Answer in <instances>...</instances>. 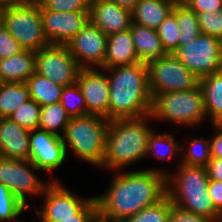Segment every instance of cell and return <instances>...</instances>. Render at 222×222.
Wrapping results in <instances>:
<instances>
[{
	"instance_id": "1",
	"label": "cell",
	"mask_w": 222,
	"mask_h": 222,
	"mask_svg": "<svg viewBox=\"0 0 222 222\" xmlns=\"http://www.w3.org/2000/svg\"><path fill=\"white\" fill-rule=\"evenodd\" d=\"M112 174L105 192L95 196L98 213L106 219L120 222L167 195L166 176L170 170L149 167L112 171Z\"/></svg>"
},
{
	"instance_id": "2",
	"label": "cell",
	"mask_w": 222,
	"mask_h": 222,
	"mask_svg": "<svg viewBox=\"0 0 222 222\" xmlns=\"http://www.w3.org/2000/svg\"><path fill=\"white\" fill-rule=\"evenodd\" d=\"M103 70L110 84L109 120L151 115L153 98L147 64L138 62Z\"/></svg>"
},
{
	"instance_id": "3",
	"label": "cell",
	"mask_w": 222,
	"mask_h": 222,
	"mask_svg": "<svg viewBox=\"0 0 222 222\" xmlns=\"http://www.w3.org/2000/svg\"><path fill=\"white\" fill-rule=\"evenodd\" d=\"M151 115L142 118L110 120L102 169L108 172L125 170L144 159L148 138L154 128Z\"/></svg>"
},
{
	"instance_id": "4",
	"label": "cell",
	"mask_w": 222,
	"mask_h": 222,
	"mask_svg": "<svg viewBox=\"0 0 222 222\" xmlns=\"http://www.w3.org/2000/svg\"><path fill=\"white\" fill-rule=\"evenodd\" d=\"M109 124L110 120L98 115L71 117L61 136L67 156L72 152L85 163L101 169Z\"/></svg>"
},
{
	"instance_id": "5",
	"label": "cell",
	"mask_w": 222,
	"mask_h": 222,
	"mask_svg": "<svg viewBox=\"0 0 222 222\" xmlns=\"http://www.w3.org/2000/svg\"><path fill=\"white\" fill-rule=\"evenodd\" d=\"M0 22L23 50L37 52L50 45L36 0H19L1 8Z\"/></svg>"
},
{
	"instance_id": "6",
	"label": "cell",
	"mask_w": 222,
	"mask_h": 222,
	"mask_svg": "<svg viewBox=\"0 0 222 222\" xmlns=\"http://www.w3.org/2000/svg\"><path fill=\"white\" fill-rule=\"evenodd\" d=\"M151 116L152 121L165 120L187 128L200 127L207 118L200 85L191 90L157 94L153 98Z\"/></svg>"
},
{
	"instance_id": "7",
	"label": "cell",
	"mask_w": 222,
	"mask_h": 222,
	"mask_svg": "<svg viewBox=\"0 0 222 222\" xmlns=\"http://www.w3.org/2000/svg\"><path fill=\"white\" fill-rule=\"evenodd\" d=\"M36 171L39 169L30 160L0 157V184L5 185L28 209V196L40 198L52 181H59L58 177L48 181L40 179Z\"/></svg>"
},
{
	"instance_id": "8",
	"label": "cell",
	"mask_w": 222,
	"mask_h": 222,
	"mask_svg": "<svg viewBox=\"0 0 222 222\" xmlns=\"http://www.w3.org/2000/svg\"><path fill=\"white\" fill-rule=\"evenodd\" d=\"M147 67L152 98L157 94L191 90L199 85L198 77L174 53L149 62Z\"/></svg>"
},
{
	"instance_id": "9",
	"label": "cell",
	"mask_w": 222,
	"mask_h": 222,
	"mask_svg": "<svg viewBox=\"0 0 222 222\" xmlns=\"http://www.w3.org/2000/svg\"><path fill=\"white\" fill-rule=\"evenodd\" d=\"M174 54L198 79L222 70V40L209 35L200 34Z\"/></svg>"
},
{
	"instance_id": "10",
	"label": "cell",
	"mask_w": 222,
	"mask_h": 222,
	"mask_svg": "<svg viewBox=\"0 0 222 222\" xmlns=\"http://www.w3.org/2000/svg\"><path fill=\"white\" fill-rule=\"evenodd\" d=\"M94 196L82 198L66 188L60 181H52L42 195L40 209H30L38 216L39 222H62L67 218H75L77 214Z\"/></svg>"
},
{
	"instance_id": "11",
	"label": "cell",
	"mask_w": 222,
	"mask_h": 222,
	"mask_svg": "<svg viewBox=\"0 0 222 222\" xmlns=\"http://www.w3.org/2000/svg\"><path fill=\"white\" fill-rule=\"evenodd\" d=\"M35 73L60 86L77 82L81 69L66 45H49L36 52Z\"/></svg>"
},
{
	"instance_id": "12",
	"label": "cell",
	"mask_w": 222,
	"mask_h": 222,
	"mask_svg": "<svg viewBox=\"0 0 222 222\" xmlns=\"http://www.w3.org/2000/svg\"><path fill=\"white\" fill-rule=\"evenodd\" d=\"M108 36L90 21L67 44L81 69H103Z\"/></svg>"
},
{
	"instance_id": "13",
	"label": "cell",
	"mask_w": 222,
	"mask_h": 222,
	"mask_svg": "<svg viewBox=\"0 0 222 222\" xmlns=\"http://www.w3.org/2000/svg\"><path fill=\"white\" fill-rule=\"evenodd\" d=\"M29 147V160L40 171H46V175L48 172L50 177L68 159L62 138L46 130H30Z\"/></svg>"
},
{
	"instance_id": "14",
	"label": "cell",
	"mask_w": 222,
	"mask_h": 222,
	"mask_svg": "<svg viewBox=\"0 0 222 222\" xmlns=\"http://www.w3.org/2000/svg\"><path fill=\"white\" fill-rule=\"evenodd\" d=\"M77 83L86 103V115H98L109 120L110 84L101 68L80 69Z\"/></svg>"
},
{
	"instance_id": "15",
	"label": "cell",
	"mask_w": 222,
	"mask_h": 222,
	"mask_svg": "<svg viewBox=\"0 0 222 222\" xmlns=\"http://www.w3.org/2000/svg\"><path fill=\"white\" fill-rule=\"evenodd\" d=\"M44 33L50 45H66L89 20V12H56L40 9Z\"/></svg>"
},
{
	"instance_id": "16",
	"label": "cell",
	"mask_w": 222,
	"mask_h": 222,
	"mask_svg": "<svg viewBox=\"0 0 222 222\" xmlns=\"http://www.w3.org/2000/svg\"><path fill=\"white\" fill-rule=\"evenodd\" d=\"M89 20L107 36L125 31L132 25V10L111 0H91Z\"/></svg>"
},
{
	"instance_id": "17",
	"label": "cell",
	"mask_w": 222,
	"mask_h": 222,
	"mask_svg": "<svg viewBox=\"0 0 222 222\" xmlns=\"http://www.w3.org/2000/svg\"><path fill=\"white\" fill-rule=\"evenodd\" d=\"M30 130L10 118H0V157L29 160Z\"/></svg>"
},
{
	"instance_id": "18",
	"label": "cell",
	"mask_w": 222,
	"mask_h": 222,
	"mask_svg": "<svg viewBox=\"0 0 222 222\" xmlns=\"http://www.w3.org/2000/svg\"><path fill=\"white\" fill-rule=\"evenodd\" d=\"M166 176L167 193L209 192L206 166L179 163Z\"/></svg>"
},
{
	"instance_id": "19",
	"label": "cell",
	"mask_w": 222,
	"mask_h": 222,
	"mask_svg": "<svg viewBox=\"0 0 222 222\" xmlns=\"http://www.w3.org/2000/svg\"><path fill=\"white\" fill-rule=\"evenodd\" d=\"M140 62L134 48L130 29L108 36L103 69L115 66L133 65Z\"/></svg>"
},
{
	"instance_id": "20",
	"label": "cell",
	"mask_w": 222,
	"mask_h": 222,
	"mask_svg": "<svg viewBox=\"0 0 222 222\" xmlns=\"http://www.w3.org/2000/svg\"><path fill=\"white\" fill-rule=\"evenodd\" d=\"M36 52L22 50L19 53L0 60V82L25 83L34 73Z\"/></svg>"
},
{
	"instance_id": "21",
	"label": "cell",
	"mask_w": 222,
	"mask_h": 222,
	"mask_svg": "<svg viewBox=\"0 0 222 222\" xmlns=\"http://www.w3.org/2000/svg\"><path fill=\"white\" fill-rule=\"evenodd\" d=\"M130 30L134 48L141 63L148 64L168 54L162 45L156 29L132 22Z\"/></svg>"
},
{
	"instance_id": "22",
	"label": "cell",
	"mask_w": 222,
	"mask_h": 222,
	"mask_svg": "<svg viewBox=\"0 0 222 222\" xmlns=\"http://www.w3.org/2000/svg\"><path fill=\"white\" fill-rule=\"evenodd\" d=\"M176 3L171 0H140L132 9L135 24L157 29L173 11Z\"/></svg>"
},
{
	"instance_id": "23",
	"label": "cell",
	"mask_w": 222,
	"mask_h": 222,
	"mask_svg": "<svg viewBox=\"0 0 222 222\" xmlns=\"http://www.w3.org/2000/svg\"><path fill=\"white\" fill-rule=\"evenodd\" d=\"M205 112L211 125H222V70L199 79Z\"/></svg>"
},
{
	"instance_id": "24",
	"label": "cell",
	"mask_w": 222,
	"mask_h": 222,
	"mask_svg": "<svg viewBox=\"0 0 222 222\" xmlns=\"http://www.w3.org/2000/svg\"><path fill=\"white\" fill-rule=\"evenodd\" d=\"M167 196L172 204L183 210L222 222V214L215 208L209 192L167 193Z\"/></svg>"
},
{
	"instance_id": "25",
	"label": "cell",
	"mask_w": 222,
	"mask_h": 222,
	"mask_svg": "<svg viewBox=\"0 0 222 222\" xmlns=\"http://www.w3.org/2000/svg\"><path fill=\"white\" fill-rule=\"evenodd\" d=\"M30 99L26 83L0 82V118H9L20 105Z\"/></svg>"
},
{
	"instance_id": "26",
	"label": "cell",
	"mask_w": 222,
	"mask_h": 222,
	"mask_svg": "<svg viewBox=\"0 0 222 222\" xmlns=\"http://www.w3.org/2000/svg\"><path fill=\"white\" fill-rule=\"evenodd\" d=\"M31 99L40 106L60 102L63 86L55 84L52 80L34 73L26 82Z\"/></svg>"
},
{
	"instance_id": "27",
	"label": "cell",
	"mask_w": 222,
	"mask_h": 222,
	"mask_svg": "<svg viewBox=\"0 0 222 222\" xmlns=\"http://www.w3.org/2000/svg\"><path fill=\"white\" fill-rule=\"evenodd\" d=\"M180 143L172 134H167V132H163V134L161 132L157 133V131L153 130L148 138L146 158L153 156L155 159L171 162L177 155L179 158L181 156V153H178L181 152Z\"/></svg>"
},
{
	"instance_id": "28",
	"label": "cell",
	"mask_w": 222,
	"mask_h": 222,
	"mask_svg": "<svg viewBox=\"0 0 222 222\" xmlns=\"http://www.w3.org/2000/svg\"><path fill=\"white\" fill-rule=\"evenodd\" d=\"M70 118L60 102L41 106L38 128L61 137Z\"/></svg>"
},
{
	"instance_id": "29",
	"label": "cell",
	"mask_w": 222,
	"mask_h": 222,
	"mask_svg": "<svg viewBox=\"0 0 222 222\" xmlns=\"http://www.w3.org/2000/svg\"><path fill=\"white\" fill-rule=\"evenodd\" d=\"M189 142V146L181 145V158L178 164L206 166L212 159L210 139L192 137Z\"/></svg>"
},
{
	"instance_id": "30",
	"label": "cell",
	"mask_w": 222,
	"mask_h": 222,
	"mask_svg": "<svg viewBox=\"0 0 222 222\" xmlns=\"http://www.w3.org/2000/svg\"><path fill=\"white\" fill-rule=\"evenodd\" d=\"M176 20L180 30L179 47L201 34L197 14L182 3L176 4Z\"/></svg>"
},
{
	"instance_id": "31",
	"label": "cell",
	"mask_w": 222,
	"mask_h": 222,
	"mask_svg": "<svg viewBox=\"0 0 222 222\" xmlns=\"http://www.w3.org/2000/svg\"><path fill=\"white\" fill-rule=\"evenodd\" d=\"M172 201L166 195L158 203L140 210L120 222H169Z\"/></svg>"
},
{
	"instance_id": "32",
	"label": "cell",
	"mask_w": 222,
	"mask_h": 222,
	"mask_svg": "<svg viewBox=\"0 0 222 222\" xmlns=\"http://www.w3.org/2000/svg\"><path fill=\"white\" fill-rule=\"evenodd\" d=\"M156 30L165 51L174 53L179 47L180 39V30L176 20V5Z\"/></svg>"
},
{
	"instance_id": "33",
	"label": "cell",
	"mask_w": 222,
	"mask_h": 222,
	"mask_svg": "<svg viewBox=\"0 0 222 222\" xmlns=\"http://www.w3.org/2000/svg\"><path fill=\"white\" fill-rule=\"evenodd\" d=\"M60 103L70 117L86 115L85 99L77 82L63 88Z\"/></svg>"
},
{
	"instance_id": "34",
	"label": "cell",
	"mask_w": 222,
	"mask_h": 222,
	"mask_svg": "<svg viewBox=\"0 0 222 222\" xmlns=\"http://www.w3.org/2000/svg\"><path fill=\"white\" fill-rule=\"evenodd\" d=\"M25 209L28 208L5 185L0 184V222H21L17 218Z\"/></svg>"
},
{
	"instance_id": "35",
	"label": "cell",
	"mask_w": 222,
	"mask_h": 222,
	"mask_svg": "<svg viewBox=\"0 0 222 222\" xmlns=\"http://www.w3.org/2000/svg\"><path fill=\"white\" fill-rule=\"evenodd\" d=\"M40 112L41 106L30 99L20 105L9 118L28 130H34L38 128Z\"/></svg>"
},
{
	"instance_id": "36",
	"label": "cell",
	"mask_w": 222,
	"mask_h": 222,
	"mask_svg": "<svg viewBox=\"0 0 222 222\" xmlns=\"http://www.w3.org/2000/svg\"><path fill=\"white\" fill-rule=\"evenodd\" d=\"M197 17L201 34L222 40V10L202 12Z\"/></svg>"
},
{
	"instance_id": "37",
	"label": "cell",
	"mask_w": 222,
	"mask_h": 222,
	"mask_svg": "<svg viewBox=\"0 0 222 222\" xmlns=\"http://www.w3.org/2000/svg\"><path fill=\"white\" fill-rule=\"evenodd\" d=\"M40 9L56 12H89L91 0H36Z\"/></svg>"
},
{
	"instance_id": "38",
	"label": "cell",
	"mask_w": 222,
	"mask_h": 222,
	"mask_svg": "<svg viewBox=\"0 0 222 222\" xmlns=\"http://www.w3.org/2000/svg\"><path fill=\"white\" fill-rule=\"evenodd\" d=\"M23 49L0 22V60L9 58Z\"/></svg>"
},
{
	"instance_id": "39",
	"label": "cell",
	"mask_w": 222,
	"mask_h": 222,
	"mask_svg": "<svg viewBox=\"0 0 222 222\" xmlns=\"http://www.w3.org/2000/svg\"><path fill=\"white\" fill-rule=\"evenodd\" d=\"M169 222H214L212 219L202 215L183 210L176 205H171Z\"/></svg>"
},
{
	"instance_id": "40",
	"label": "cell",
	"mask_w": 222,
	"mask_h": 222,
	"mask_svg": "<svg viewBox=\"0 0 222 222\" xmlns=\"http://www.w3.org/2000/svg\"><path fill=\"white\" fill-rule=\"evenodd\" d=\"M182 4L197 15L206 11L222 10V0H184Z\"/></svg>"
},
{
	"instance_id": "41",
	"label": "cell",
	"mask_w": 222,
	"mask_h": 222,
	"mask_svg": "<svg viewBox=\"0 0 222 222\" xmlns=\"http://www.w3.org/2000/svg\"><path fill=\"white\" fill-rule=\"evenodd\" d=\"M98 213V205L95 196L77 213L75 218H67L62 222H91Z\"/></svg>"
},
{
	"instance_id": "42",
	"label": "cell",
	"mask_w": 222,
	"mask_h": 222,
	"mask_svg": "<svg viewBox=\"0 0 222 222\" xmlns=\"http://www.w3.org/2000/svg\"><path fill=\"white\" fill-rule=\"evenodd\" d=\"M213 137L210 138L212 158L222 160V125H212Z\"/></svg>"
},
{
	"instance_id": "43",
	"label": "cell",
	"mask_w": 222,
	"mask_h": 222,
	"mask_svg": "<svg viewBox=\"0 0 222 222\" xmlns=\"http://www.w3.org/2000/svg\"><path fill=\"white\" fill-rule=\"evenodd\" d=\"M208 191L215 208L222 214V182L209 179Z\"/></svg>"
},
{
	"instance_id": "44",
	"label": "cell",
	"mask_w": 222,
	"mask_h": 222,
	"mask_svg": "<svg viewBox=\"0 0 222 222\" xmlns=\"http://www.w3.org/2000/svg\"><path fill=\"white\" fill-rule=\"evenodd\" d=\"M207 175L209 179L222 182V160L212 158L206 165Z\"/></svg>"
},
{
	"instance_id": "45",
	"label": "cell",
	"mask_w": 222,
	"mask_h": 222,
	"mask_svg": "<svg viewBox=\"0 0 222 222\" xmlns=\"http://www.w3.org/2000/svg\"><path fill=\"white\" fill-rule=\"evenodd\" d=\"M111 1L118 4L121 7L132 10L136 6V3L140 0H111Z\"/></svg>"
},
{
	"instance_id": "46",
	"label": "cell",
	"mask_w": 222,
	"mask_h": 222,
	"mask_svg": "<svg viewBox=\"0 0 222 222\" xmlns=\"http://www.w3.org/2000/svg\"><path fill=\"white\" fill-rule=\"evenodd\" d=\"M91 222H114L110 219H106L103 216H101L99 213H97L94 218L91 220Z\"/></svg>"
},
{
	"instance_id": "47",
	"label": "cell",
	"mask_w": 222,
	"mask_h": 222,
	"mask_svg": "<svg viewBox=\"0 0 222 222\" xmlns=\"http://www.w3.org/2000/svg\"><path fill=\"white\" fill-rule=\"evenodd\" d=\"M18 1L19 0H0V9Z\"/></svg>"
},
{
	"instance_id": "48",
	"label": "cell",
	"mask_w": 222,
	"mask_h": 222,
	"mask_svg": "<svg viewBox=\"0 0 222 222\" xmlns=\"http://www.w3.org/2000/svg\"><path fill=\"white\" fill-rule=\"evenodd\" d=\"M171 1H174L177 4V3H182L184 0H171Z\"/></svg>"
}]
</instances>
